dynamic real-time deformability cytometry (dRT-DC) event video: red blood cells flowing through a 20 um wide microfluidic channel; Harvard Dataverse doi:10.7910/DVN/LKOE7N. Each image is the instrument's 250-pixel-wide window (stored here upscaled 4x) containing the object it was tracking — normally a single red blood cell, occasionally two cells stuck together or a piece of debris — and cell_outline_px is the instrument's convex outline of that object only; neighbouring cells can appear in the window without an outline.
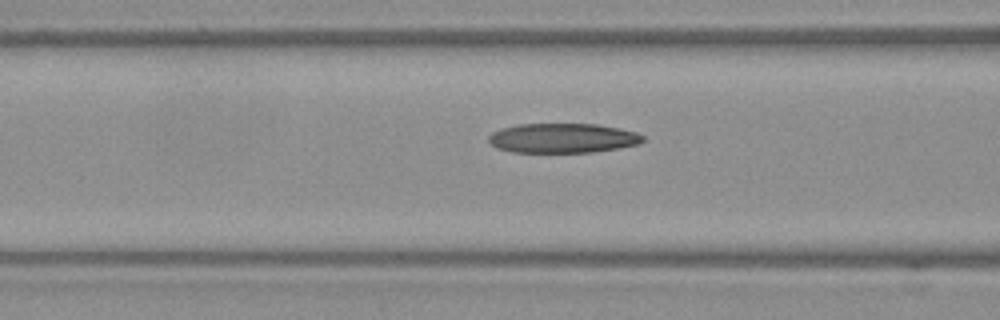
{"species": "Egyptian fruit bat (a non-hibernating species)", "species_latin": "Rousettus aegyptiacus", "temperature_condition": "warm", "stored_images_in_passage": 8, "camera_frame_rate_fps": 3000, "um_per_image_px": 0.085, "frame": {"image": 1, "passage_image": 6, "time_ms": 1.667, "image_size_px": [1000, 320], "cell_outline_px": [[644, 140], [640, 144], [592, 152], [512, 152], [496, 148], [488, 140], [488, 136], [492, 132], [500, 128], [520, 124], [596, 124], [620, 128], [636, 132], [644, 136]], "centroid_in_image_um": [47.82, 11.73], "position_along_channel_um": 118.8, "area_um2": 26.65}}